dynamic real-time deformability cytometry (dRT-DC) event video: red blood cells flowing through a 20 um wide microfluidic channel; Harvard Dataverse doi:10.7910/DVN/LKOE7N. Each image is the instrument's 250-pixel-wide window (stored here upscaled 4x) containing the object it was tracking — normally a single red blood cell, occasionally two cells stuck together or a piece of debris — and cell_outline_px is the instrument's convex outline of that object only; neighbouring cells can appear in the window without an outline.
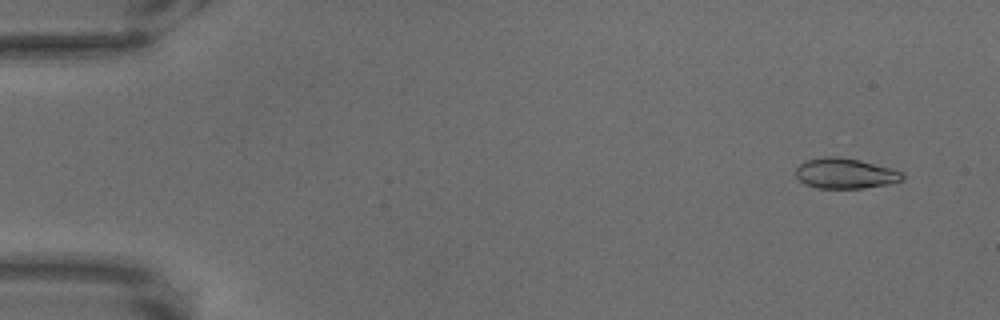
{"species": "common noctule bat (a hibernating species)", "species_latin": "Nyctalus noctula", "temperature_condition": "warm", "stored_images_in_passage": 68, "camera_frame_rate_fps": 3000, "um_per_image_px": 0.085, "animal": {"sex": "male", "body_mass_g": 18.8}, "frame": {"image": 1, "passage_image": 5, "time_ms": 1.333, "image_size_px": [1000, 320], "cell_outline_px": [[904, 176], [900, 180], [888, 184], [864, 188], [820, 188], [804, 184], [796, 176], [796, 168], [800, 164], [808, 160], [824, 156], [836, 156], [860, 160], [888, 168], [900, 172]], "centroid_in_image_um": [71.79, 14.74], "position_along_channel_um": 13.2, "area_um2": 18.55}}
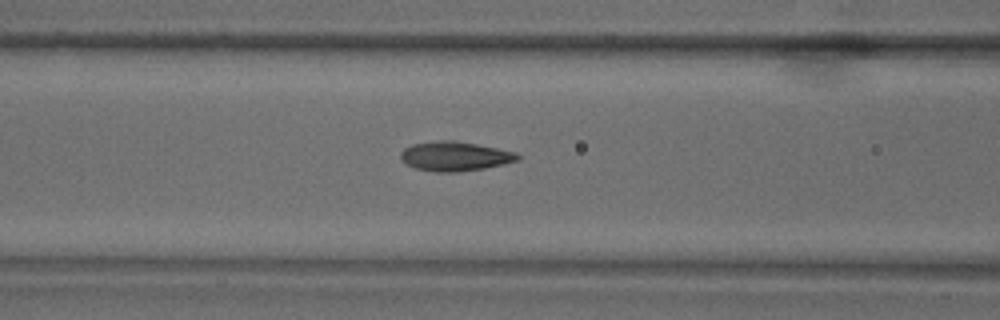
{"frame": {"image": 2, "passage_image": 29, "time_ms": 9.333, "image_size_px": [1000, 320], "cell_outline_px": [[520, 160], [504, 164], [484, 168], [456, 172], [436, 172], [416, 168], [408, 164], [400, 156], [400, 152], [404, 148], [412, 144], [440, 140], [456, 140], [516, 152], [520, 156]], "centroid_in_image_um": [38.69, 13.27], "position_along_channel_um": 127.9, "area_um2": 19.94}}
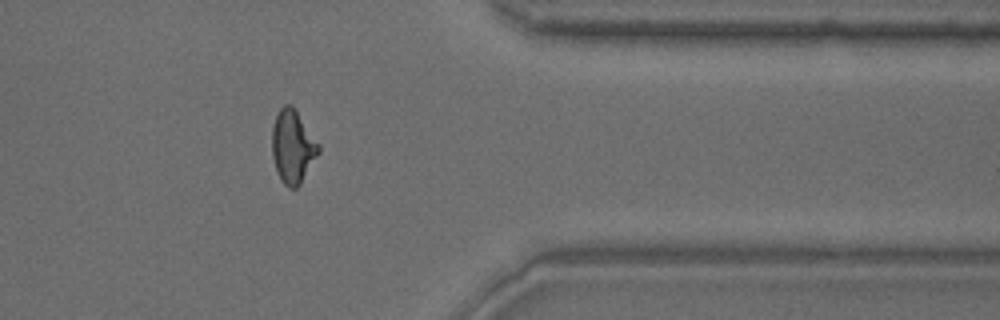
{"frame": {"image": 3, "passage_image": 56, "time_ms": 18.333, "image_size_px": [1000, 320], "cell_outline_px": [[320, 152], [300, 184], [296, 188], [288, 188], [280, 180], [272, 156], [272, 128], [276, 112], [284, 104], [292, 104], [296, 108], [320, 144]], "centroid_in_image_um": [24.89, 12.42], "position_along_channel_um": 386.5, "area_um2": 20.23}}